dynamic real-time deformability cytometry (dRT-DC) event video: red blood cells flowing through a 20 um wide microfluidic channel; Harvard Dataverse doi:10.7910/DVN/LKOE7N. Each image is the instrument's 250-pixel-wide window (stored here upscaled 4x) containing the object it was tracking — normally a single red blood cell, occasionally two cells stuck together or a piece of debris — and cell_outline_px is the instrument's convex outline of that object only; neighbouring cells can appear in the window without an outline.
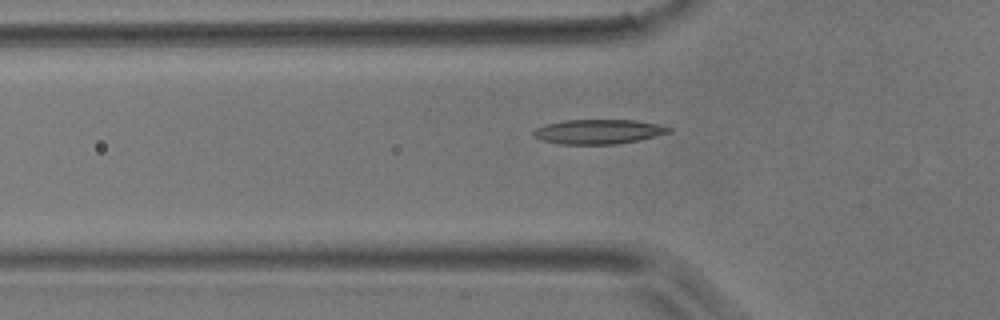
{"species": "common noctule bat (a hibernating species)", "species_latin": "Nyctalus noctula", "temperature_condition": "room temperature", "stored_images_in_passage": 51, "camera_frame_rate_fps": 3000, "um_per_image_px": 0.085, "animal": {"sex": "male", "body_mass_g": 17.9}, "frame": {"image": 1, "passage_image": 17, "time_ms": 5.333, "image_size_px": [1000, 320], "cell_outline_px": [[672, 132], [656, 136], [616, 144], [560, 144], [544, 140], [532, 136], [532, 132], [536, 128], [544, 124], [564, 120], [636, 120], [660, 124], [672, 128]], "centroid_in_image_um": [50.87, 11.18], "position_along_channel_um": 74.9, "area_um2": 19.42}}
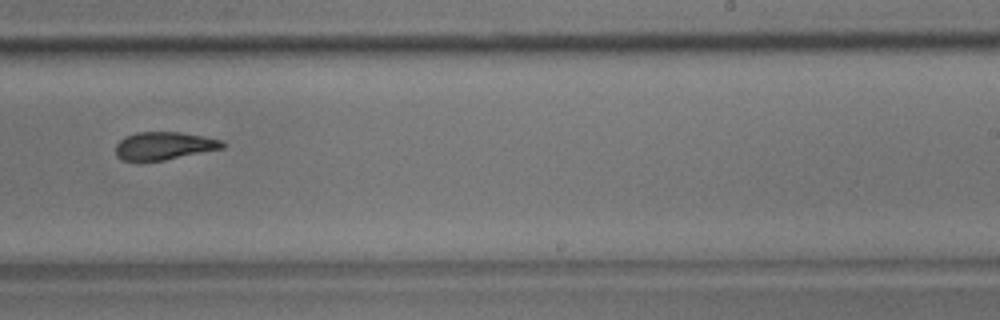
{"frame": {"image": 2, "passage_image": 32, "time_ms": 10.333, "image_size_px": [1000, 320], "cell_outline_px": [[228, 144], [224, 148], [164, 160], [124, 160], [116, 156], [116, 144], [124, 136], [136, 132], [180, 132], [204, 136], [220, 140]], "centroid_in_image_um": [13.96, 12.38], "position_along_channel_um": 275.0, "area_um2": 17.28}}
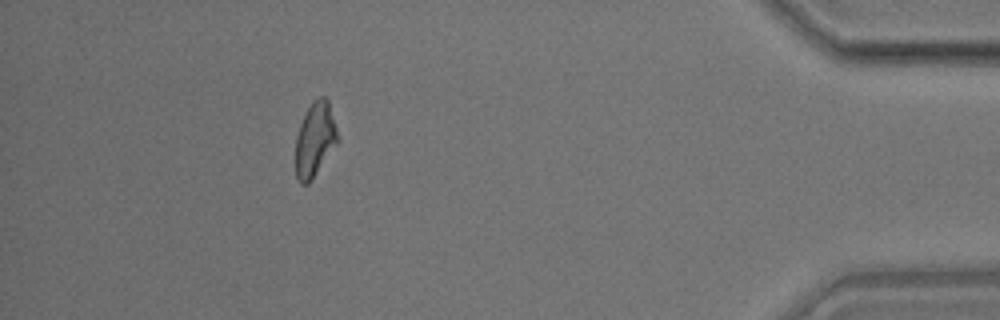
{"frame": {"image": 3, "passage_image": 46, "time_ms": 15.0, "image_size_px": [1000, 320], "cell_outline_px": [[340, 140], [312, 180], [308, 184], [300, 184], [296, 180], [296, 136], [300, 124], [312, 100], [316, 96], [324, 96], [328, 100]], "centroid_in_image_um": [26.78, 11.87], "position_along_channel_um": 408.4, "area_um2": 18.44}}